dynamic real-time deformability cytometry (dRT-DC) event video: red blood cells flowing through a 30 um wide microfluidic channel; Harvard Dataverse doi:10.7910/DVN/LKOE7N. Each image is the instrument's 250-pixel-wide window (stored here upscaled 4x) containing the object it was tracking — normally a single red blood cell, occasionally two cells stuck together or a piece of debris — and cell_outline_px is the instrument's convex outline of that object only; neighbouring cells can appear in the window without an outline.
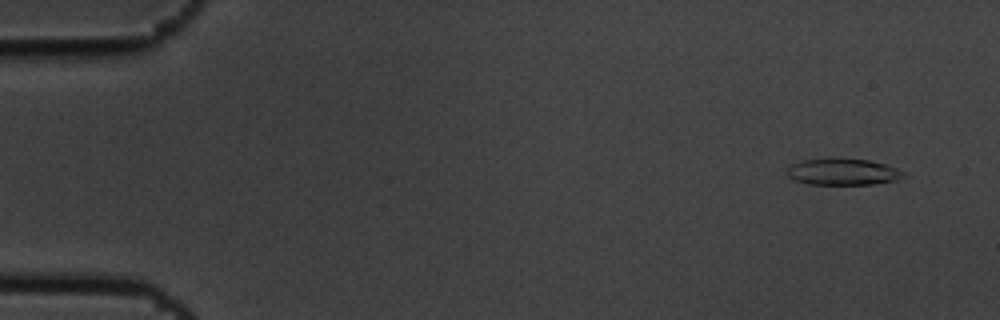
{"species": "common noctule bat (a hibernating species)", "species_latin": "Nyctalus noctula", "temperature_condition": "cold", "stored_images_in_passage": 8, "camera_frame_rate_fps": 3000, "um_per_image_px": 0.085, "animal": {"sex": "male", "body_mass_g": 19.5, "forearm_length_mm": 54.6}, "frame": {"image": 1, "passage_image": 2, "time_ms": 0.333, "image_size_px": [1000, 320], "cell_outline_px": [[908, 172], [904, 176], [896, 180], [872, 184], [808, 184], [796, 180], [788, 176], [788, 168], [792, 164], [804, 160], [832, 156], [836, 156], [868, 160], [884, 164]], "centroid_in_image_um": [71.66, 14.57], "position_along_channel_um": 13.3, "area_um2": 18.32}}
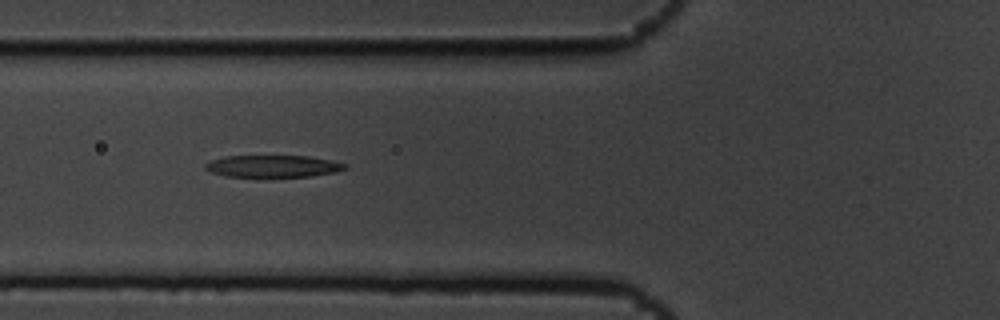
{"frame": {"image": 2, "passage_image": 7, "time_ms": 2.0, "image_size_px": [1000, 320], "cell_outline_px": [[348, 168], [336, 172], [312, 176], [224, 176], [212, 172], [204, 168], [204, 164], [212, 160], [224, 156], [308, 156], [332, 160], [348, 164]], "centroid_in_image_um": [23.24, 14.12], "position_along_channel_um": 102.6, "area_um2": 17.86}}
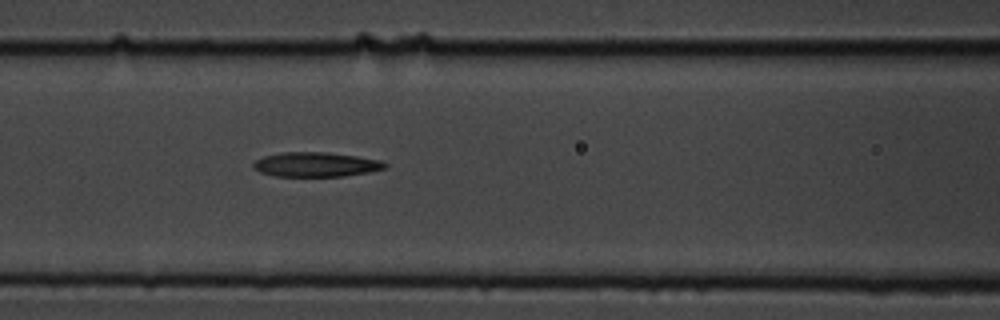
{"frame": {"image": 3, "passage_image": 8, "time_ms": 2.333, "image_size_px": [1000, 320], "cell_outline_px": [[388, 168], [368, 172], [344, 176], [272, 176], [260, 172], [252, 168], [252, 164], [256, 160], [264, 156], [280, 152], [328, 152], [356, 156], [380, 160], [388, 164]], "centroid_in_image_um": [26.84, 13.98], "position_along_channel_um": 139.8, "area_um2": 18.96}}